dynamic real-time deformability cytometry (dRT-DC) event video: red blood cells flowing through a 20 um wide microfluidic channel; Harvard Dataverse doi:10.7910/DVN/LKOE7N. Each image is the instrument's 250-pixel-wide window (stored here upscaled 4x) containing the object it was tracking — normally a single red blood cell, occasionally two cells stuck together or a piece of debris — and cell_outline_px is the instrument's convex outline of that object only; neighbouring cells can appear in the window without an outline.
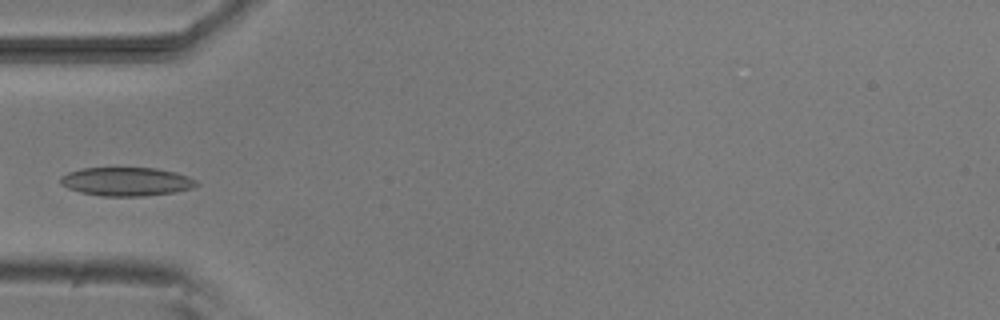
{"species": "common noctule bat (a hibernating species)", "species_latin": "Nyctalus noctula", "temperature_condition": "room temperature", "stored_images_in_passage": 31, "camera_frame_rate_fps": 3000, "um_per_image_px": 0.085, "animal": {"sex": "male", "body_mass_g": 20.5, "forearm_length_mm": 52.5}, "frame": {"image": 1, "passage_image": 1, "time_ms": 0.0, "image_size_px": [1000, 320], "cell_outline_px": [[200, 184], [192, 188], [176, 192], [144, 196], [104, 196], [80, 192], [68, 188], [60, 184], [60, 176], [68, 172], [84, 168], [156, 168], [176, 172], [188, 176], [196, 180]], "centroid_in_image_um": [10.76, 15.43], "position_along_channel_um": 74.2, "area_um2": 22.77}}
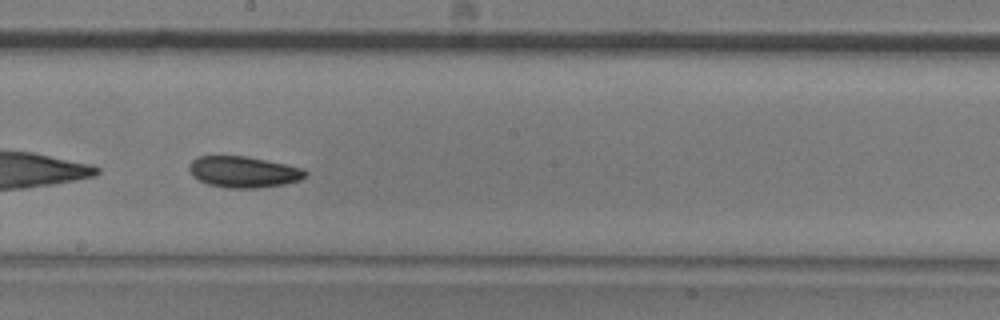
{"frame": {"image": 2, "passage_image": 13, "time_ms": 4.0, "image_size_px": [1000, 320], "cell_outline_px": [[308, 176], [300, 180], [284, 184], [256, 188], [228, 188], [208, 184], [192, 176], [188, 168], [188, 164], [196, 156], [244, 156], [304, 168], [308, 172]], "centroid_in_image_um": [20.69, 14.61], "position_along_channel_um": 227.5, "area_um2": 21.15}}
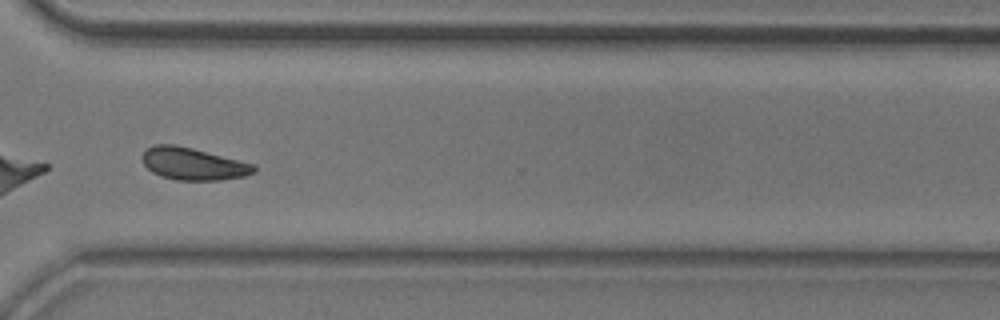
{"frame": {"image": 3, "passage_image": 23, "time_ms": 7.333, "image_size_px": [1000, 320], "cell_outline_px": [[256, 172], [244, 176], [220, 180], [176, 180], [160, 176], [152, 172], [144, 164], [140, 156], [148, 148], [156, 144], [176, 144], [256, 164]], "centroid_in_image_um": [16.42, 13.93], "position_along_channel_um": 354.2, "area_um2": 21.1}}